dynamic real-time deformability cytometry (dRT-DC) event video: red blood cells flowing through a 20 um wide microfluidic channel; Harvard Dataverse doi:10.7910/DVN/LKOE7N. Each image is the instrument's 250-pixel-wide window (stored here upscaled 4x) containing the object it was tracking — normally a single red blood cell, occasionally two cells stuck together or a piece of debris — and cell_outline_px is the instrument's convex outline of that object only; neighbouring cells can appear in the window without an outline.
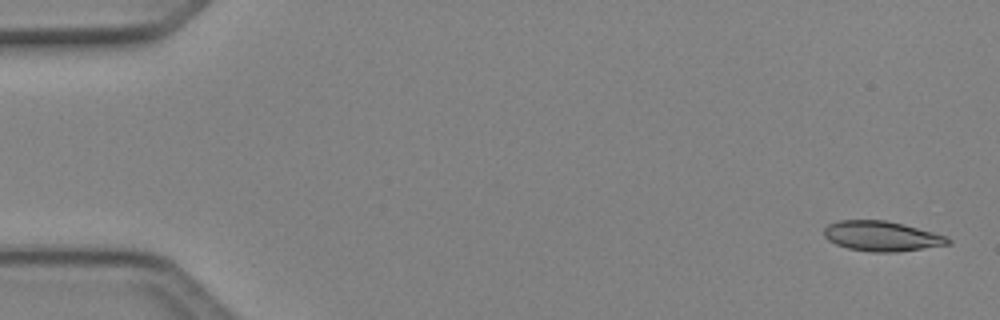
{"species": "Egyptian fruit bat (a non-hibernating species)", "species_latin": "Rousettus aegyptiacus", "temperature_condition": "cold", "stored_images_in_passage": 5, "camera_frame_rate_fps": 3000, "um_per_image_px": 0.085, "animal": {"sex": "female"}, "frame": {"image": 1, "passage_image": 1, "time_ms": 0.0, "image_size_px": [1000, 320], "cell_outline_px": [[952, 244], [896, 252], [872, 252], [848, 248], [836, 244], [828, 240], [824, 236], [824, 228], [828, 224], [840, 220], [884, 220], [904, 224], [948, 236], [952, 240]], "centroid_in_image_um": [74.97, 20.07], "position_along_channel_um": 10.0, "area_um2": 21.79}}
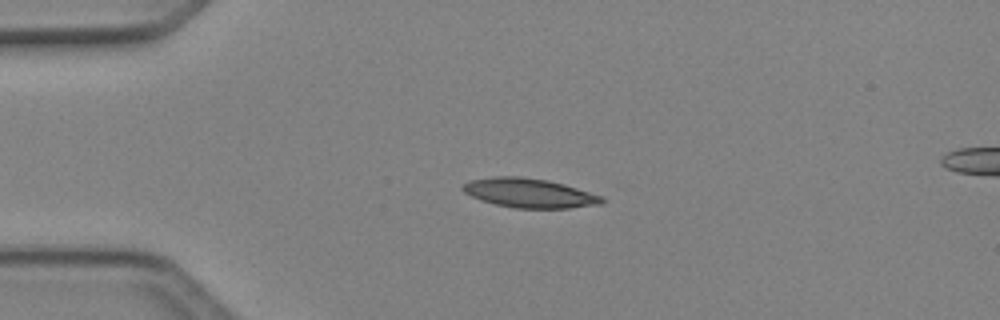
{"frame": {"image": 2, "passage_image": 3, "time_ms": 0.667, "image_size_px": [1000, 320], "cell_outline_px": [[608, 200], [600, 204], [568, 208], [516, 208], [496, 204], [480, 200], [464, 192], [460, 188], [460, 184], [468, 180], [496, 176], [520, 176], [548, 180], [564, 184], [604, 196]], "centroid_in_image_um": [44.99, 16.4], "position_along_channel_um": 40.0, "area_um2": 23.99}}
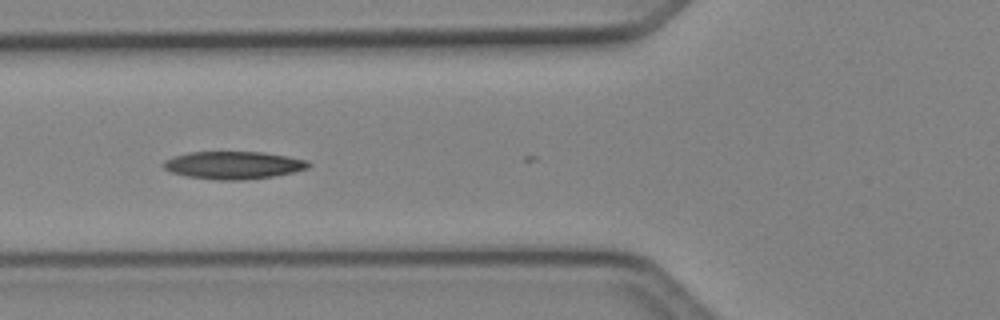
{"frame": {"image": 3, "passage_image": 5, "time_ms": 1.333, "image_size_px": [1000, 320], "cell_outline_px": [[312, 164], [308, 168], [292, 172], [272, 176], [240, 180], [216, 180], [188, 176], [172, 172], [164, 168], [160, 164], [164, 160], [172, 156], [188, 152], [264, 152], [288, 156], [308, 160]], "centroid_in_image_um": [19.82, 14.03], "position_along_channel_um": 106.0, "area_um2": 23.41}}